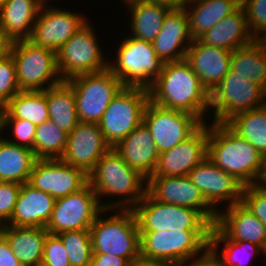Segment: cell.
I'll list each match as a JSON object with an SVG mask.
<instances>
[{
	"mask_svg": "<svg viewBox=\"0 0 266 266\" xmlns=\"http://www.w3.org/2000/svg\"><path fill=\"white\" fill-rule=\"evenodd\" d=\"M149 100L161 107L185 111L205 123L210 92L185 59L166 62L160 76L148 89Z\"/></svg>",
	"mask_w": 266,
	"mask_h": 266,
	"instance_id": "6da1fadb",
	"label": "cell"
},
{
	"mask_svg": "<svg viewBox=\"0 0 266 266\" xmlns=\"http://www.w3.org/2000/svg\"><path fill=\"white\" fill-rule=\"evenodd\" d=\"M207 157L244 186L259 184L263 176L265 158L226 123L209 124Z\"/></svg>",
	"mask_w": 266,
	"mask_h": 266,
	"instance_id": "7a4b0ae2",
	"label": "cell"
},
{
	"mask_svg": "<svg viewBox=\"0 0 266 266\" xmlns=\"http://www.w3.org/2000/svg\"><path fill=\"white\" fill-rule=\"evenodd\" d=\"M88 183L100 202L103 195V198L105 195H119L120 200L102 204L104 209L111 211L133 209L147 193V178L127 165L114 148H110L96 163L88 174Z\"/></svg>",
	"mask_w": 266,
	"mask_h": 266,
	"instance_id": "3957f363",
	"label": "cell"
},
{
	"mask_svg": "<svg viewBox=\"0 0 266 266\" xmlns=\"http://www.w3.org/2000/svg\"><path fill=\"white\" fill-rule=\"evenodd\" d=\"M210 232L211 230L140 232V256L173 266H187L209 254Z\"/></svg>",
	"mask_w": 266,
	"mask_h": 266,
	"instance_id": "277c9868",
	"label": "cell"
},
{
	"mask_svg": "<svg viewBox=\"0 0 266 266\" xmlns=\"http://www.w3.org/2000/svg\"><path fill=\"white\" fill-rule=\"evenodd\" d=\"M119 210L103 218L101 215L109 212V209H104L89 229L92 251L125 258L131 263L140 256L138 222L132 209Z\"/></svg>",
	"mask_w": 266,
	"mask_h": 266,
	"instance_id": "5b68a950",
	"label": "cell"
},
{
	"mask_svg": "<svg viewBox=\"0 0 266 266\" xmlns=\"http://www.w3.org/2000/svg\"><path fill=\"white\" fill-rule=\"evenodd\" d=\"M119 45L116 61H109L108 69L124 87L149 89L164 65L152 43L129 35Z\"/></svg>",
	"mask_w": 266,
	"mask_h": 266,
	"instance_id": "8992f818",
	"label": "cell"
},
{
	"mask_svg": "<svg viewBox=\"0 0 266 266\" xmlns=\"http://www.w3.org/2000/svg\"><path fill=\"white\" fill-rule=\"evenodd\" d=\"M9 53L15 62L20 91H44L63 81L56 52L26 39L13 41Z\"/></svg>",
	"mask_w": 266,
	"mask_h": 266,
	"instance_id": "52a82bcc",
	"label": "cell"
},
{
	"mask_svg": "<svg viewBox=\"0 0 266 266\" xmlns=\"http://www.w3.org/2000/svg\"><path fill=\"white\" fill-rule=\"evenodd\" d=\"M132 210L139 232L211 230L212 227L198 210L157 201L148 192Z\"/></svg>",
	"mask_w": 266,
	"mask_h": 266,
	"instance_id": "ba28073f",
	"label": "cell"
},
{
	"mask_svg": "<svg viewBox=\"0 0 266 266\" xmlns=\"http://www.w3.org/2000/svg\"><path fill=\"white\" fill-rule=\"evenodd\" d=\"M66 82L74 92L79 122L82 123H99L112 99L124 87L108 68L74 76Z\"/></svg>",
	"mask_w": 266,
	"mask_h": 266,
	"instance_id": "9c48e42d",
	"label": "cell"
},
{
	"mask_svg": "<svg viewBox=\"0 0 266 266\" xmlns=\"http://www.w3.org/2000/svg\"><path fill=\"white\" fill-rule=\"evenodd\" d=\"M149 91L142 87H123L112 99L98 123L107 144L114 148L143 122Z\"/></svg>",
	"mask_w": 266,
	"mask_h": 266,
	"instance_id": "30bf717a",
	"label": "cell"
},
{
	"mask_svg": "<svg viewBox=\"0 0 266 266\" xmlns=\"http://www.w3.org/2000/svg\"><path fill=\"white\" fill-rule=\"evenodd\" d=\"M266 104V90L242 74L229 70L210 92L212 122L226 123L234 115Z\"/></svg>",
	"mask_w": 266,
	"mask_h": 266,
	"instance_id": "8fae6325",
	"label": "cell"
},
{
	"mask_svg": "<svg viewBox=\"0 0 266 266\" xmlns=\"http://www.w3.org/2000/svg\"><path fill=\"white\" fill-rule=\"evenodd\" d=\"M88 20L57 52V64L63 81L81 74L97 73L108 68L97 35Z\"/></svg>",
	"mask_w": 266,
	"mask_h": 266,
	"instance_id": "7c38bea8",
	"label": "cell"
},
{
	"mask_svg": "<svg viewBox=\"0 0 266 266\" xmlns=\"http://www.w3.org/2000/svg\"><path fill=\"white\" fill-rule=\"evenodd\" d=\"M96 192L87 183L79 191L55 200L51 217L46 225L50 234L65 231L89 230L104 210Z\"/></svg>",
	"mask_w": 266,
	"mask_h": 266,
	"instance_id": "4fadbf2b",
	"label": "cell"
},
{
	"mask_svg": "<svg viewBox=\"0 0 266 266\" xmlns=\"http://www.w3.org/2000/svg\"><path fill=\"white\" fill-rule=\"evenodd\" d=\"M143 123L149 129L159 154L187 140L204 124L191 113L161 107L150 100L143 112Z\"/></svg>",
	"mask_w": 266,
	"mask_h": 266,
	"instance_id": "5bb4252c",
	"label": "cell"
},
{
	"mask_svg": "<svg viewBox=\"0 0 266 266\" xmlns=\"http://www.w3.org/2000/svg\"><path fill=\"white\" fill-rule=\"evenodd\" d=\"M28 183L59 199L83 188L88 183V175L61 159H37Z\"/></svg>",
	"mask_w": 266,
	"mask_h": 266,
	"instance_id": "9a60e30c",
	"label": "cell"
},
{
	"mask_svg": "<svg viewBox=\"0 0 266 266\" xmlns=\"http://www.w3.org/2000/svg\"><path fill=\"white\" fill-rule=\"evenodd\" d=\"M85 16L55 6H41L28 40L33 44L58 52L65 42L87 21Z\"/></svg>",
	"mask_w": 266,
	"mask_h": 266,
	"instance_id": "2e32d148",
	"label": "cell"
},
{
	"mask_svg": "<svg viewBox=\"0 0 266 266\" xmlns=\"http://www.w3.org/2000/svg\"><path fill=\"white\" fill-rule=\"evenodd\" d=\"M188 177L217 213L218 203L228 201L229 207L241 202L244 185L233 175L216 166L208 157L197 164L188 173Z\"/></svg>",
	"mask_w": 266,
	"mask_h": 266,
	"instance_id": "e0dca14e",
	"label": "cell"
},
{
	"mask_svg": "<svg viewBox=\"0 0 266 266\" xmlns=\"http://www.w3.org/2000/svg\"><path fill=\"white\" fill-rule=\"evenodd\" d=\"M147 192L157 201L198 210L212 225L217 220V212L188 176L149 177Z\"/></svg>",
	"mask_w": 266,
	"mask_h": 266,
	"instance_id": "ac0fdd59",
	"label": "cell"
},
{
	"mask_svg": "<svg viewBox=\"0 0 266 266\" xmlns=\"http://www.w3.org/2000/svg\"><path fill=\"white\" fill-rule=\"evenodd\" d=\"M209 125L204 123L187 140L159 154L156 168L150 177L188 176V173L207 157Z\"/></svg>",
	"mask_w": 266,
	"mask_h": 266,
	"instance_id": "d6986e66",
	"label": "cell"
},
{
	"mask_svg": "<svg viewBox=\"0 0 266 266\" xmlns=\"http://www.w3.org/2000/svg\"><path fill=\"white\" fill-rule=\"evenodd\" d=\"M98 123H82L68 133L67 145L61 160L81 168L87 175L110 149Z\"/></svg>",
	"mask_w": 266,
	"mask_h": 266,
	"instance_id": "ffe728a7",
	"label": "cell"
},
{
	"mask_svg": "<svg viewBox=\"0 0 266 266\" xmlns=\"http://www.w3.org/2000/svg\"><path fill=\"white\" fill-rule=\"evenodd\" d=\"M232 51L202 43L194 39L187 49L185 60L211 92L231 68Z\"/></svg>",
	"mask_w": 266,
	"mask_h": 266,
	"instance_id": "44dd1931",
	"label": "cell"
},
{
	"mask_svg": "<svg viewBox=\"0 0 266 266\" xmlns=\"http://www.w3.org/2000/svg\"><path fill=\"white\" fill-rule=\"evenodd\" d=\"M193 39L186 10L171 9L165 16L160 33L151 42L163 63L185 59ZM186 43V44H185Z\"/></svg>",
	"mask_w": 266,
	"mask_h": 266,
	"instance_id": "7402d4cb",
	"label": "cell"
},
{
	"mask_svg": "<svg viewBox=\"0 0 266 266\" xmlns=\"http://www.w3.org/2000/svg\"><path fill=\"white\" fill-rule=\"evenodd\" d=\"M217 213L215 225L234 241H248L266 250V227L241 202Z\"/></svg>",
	"mask_w": 266,
	"mask_h": 266,
	"instance_id": "603a6c76",
	"label": "cell"
},
{
	"mask_svg": "<svg viewBox=\"0 0 266 266\" xmlns=\"http://www.w3.org/2000/svg\"><path fill=\"white\" fill-rule=\"evenodd\" d=\"M55 198L29 183L21 185L15 209L6 225L45 228L54 207Z\"/></svg>",
	"mask_w": 266,
	"mask_h": 266,
	"instance_id": "cb8c5ba5",
	"label": "cell"
},
{
	"mask_svg": "<svg viewBox=\"0 0 266 266\" xmlns=\"http://www.w3.org/2000/svg\"><path fill=\"white\" fill-rule=\"evenodd\" d=\"M114 149L131 168L139 171L147 179L152 176L159 152L149 129L143 122Z\"/></svg>",
	"mask_w": 266,
	"mask_h": 266,
	"instance_id": "d4e9b609",
	"label": "cell"
},
{
	"mask_svg": "<svg viewBox=\"0 0 266 266\" xmlns=\"http://www.w3.org/2000/svg\"><path fill=\"white\" fill-rule=\"evenodd\" d=\"M46 0H9L0 5V35L11 42L29 39Z\"/></svg>",
	"mask_w": 266,
	"mask_h": 266,
	"instance_id": "484cf974",
	"label": "cell"
},
{
	"mask_svg": "<svg viewBox=\"0 0 266 266\" xmlns=\"http://www.w3.org/2000/svg\"><path fill=\"white\" fill-rule=\"evenodd\" d=\"M202 43L234 51L252 43V36L244 8L240 5L234 12L220 20L198 38Z\"/></svg>",
	"mask_w": 266,
	"mask_h": 266,
	"instance_id": "4316f807",
	"label": "cell"
},
{
	"mask_svg": "<svg viewBox=\"0 0 266 266\" xmlns=\"http://www.w3.org/2000/svg\"><path fill=\"white\" fill-rule=\"evenodd\" d=\"M12 252L22 266H39L42 263L44 241L49 233L43 227L0 226Z\"/></svg>",
	"mask_w": 266,
	"mask_h": 266,
	"instance_id": "83f0119b",
	"label": "cell"
},
{
	"mask_svg": "<svg viewBox=\"0 0 266 266\" xmlns=\"http://www.w3.org/2000/svg\"><path fill=\"white\" fill-rule=\"evenodd\" d=\"M239 6L240 0H187L184 9L192 39H198Z\"/></svg>",
	"mask_w": 266,
	"mask_h": 266,
	"instance_id": "f1b7e54d",
	"label": "cell"
},
{
	"mask_svg": "<svg viewBox=\"0 0 266 266\" xmlns=\"http://www.w3.org/2000/svg\"><path fill=\"white\" fill-rule=\"evenodd\" d=\"M36 160L32 149L10 143L0 136V181L28 183Z\"/></svg>",
	"mask_w": 266,
	"mask_h": 266,
	"instance_id": "f546056e",
	"label": "cell"
},
{
	"mask_svg": "<svg viewBox=\"0 0 266 266\" xmlns=\"http://www.w3.org/2000/svg\"><path fill=\"white\" fill-rule=\"evenodd\" d=\"M125 3L131 12V36L152 42L160 33L164 18L171 8L143 0H129Z\"/></svg>",
	"mask_w": 266,
	"mask_h": 266,
	"instance_id": "4dcf8cb0",
	"label": "cell"
},
{
	"mask_svg": "<svg viewBox=\"0 0 266 266\" xmlns=\"http://www.w3.org/2000/svg\"><path fill=\"white\" fill-rule=\"evenodd\" d=\"M221 244L224 246L219 253L218 248ZM259 253L265 254V250L261 246L248 241H234L229 239L215 224L212 225L209 240V254L221 266H246L250 262L249 259Z\"/></svg>",
	"mask_w": 266,
	"mask_h": 266,
	"instance_id": "1f68e13d",
	"label": "cell"
},
{
	"mask_svg": "<svg viewBox=\"0 0 266 266\" xmlns=\"http://www.w3.org/2000/svg\"><path fill=\"white\" fill-rule=\"evenodd\" d=\"M230 69L266 90V40L255 39L232 51Z\"/></svg>",
	"mask_w": 266,
	"mask_h": 266,
	"instance_id": "d6a6232c",
	"label": "cell"
},
{
	"mask_svg": "<svg viewBox=\"0 0 266 266\" xmlns=\"http://www.w3.org/2000/svg\"><path fill=\"white\" fill-rule=\"evenodd\" d=\"M49 120L60 129L70 133L79 123L75 95L71 86L62 81L46 89Z\"/></svg>",
	"mask_w": 266,
	"mask_h": 266,
	"instance_id": "836d02e7",
	"label": "cell"
},
{
	"mask_svg": "<svg viewBox=\"0 0 266 266\" xmlns=\"http://www.w3.org/2000/svg\"><path fill=\"white\" fill-rule=\"evenodd\" d=\"M0 119H23L40 125L49 120L46 90L19 91L7 101Z\"/></svg>",
	"mask_w": 266,
	"mask_h": 266,
	"instance_id": "e575fe53",
	"label": "cell"
},
{
	"mask_svg": "<svg viewBox=\"0 0 266 266\" xmlns=\"http://www.w3.org/2000/svg\"><path fill=\"white\" fill-rule=\"evenodd\" d=\"M226 124L241 138L249 141L266 158V104L240 112Z\"/></svg>",
	"mask_w": 266,
	"mask_h": 266,
	"instance_id": "d590c367",
	"label": "cell"
},
{
	"mask_svg": "<svg viewBox=\"0 0 266 266\" xmlns=\"http://www.w3.org/2000/svg\"><path fill=\"white\" fill-rule=\"evenodd\" d=\"M68 133L51 120L37 125L34 154L37 159H61L67 145Z\"/></svg>",
	"mask_w": 266,
	"mask_h": 266,
	"instance_id": "8d00e7d4",
	"label": "cell"
},
{
	"mask_svg": "<svg viewBox=\"0 0 266 266\" xmlns=\"http://www.w3.org/2000/svg\"><path fill=\"white\" fill-rule=\"evenodd\" d=\"M71 266H83L92 260L90 230L65 231L58 234Z\"/></svg>",
	"mask_w": 266,
	"mask_h": 266,
	"instance_id": "74e56055",
	"label": "cell"
},
{
	"mask_svg": "<svg viewBox=\"0 0 266 266\" xmlns=\"http://www.w3.org/2000/svg\"><path fill=\"white\" fill-rule=\"evenodd\" d=\"M247 24L255 39L266 40V0H240Z\"/></svg>",
	"mask_w": 266,
	"mask_h": 266,
	"instance_id": "f35d334b",
	"label": "cell"
},
{
	"mask_svg": "<svg viewBox=\"0 0 266 266\" xmlns=\"http://www.w3.org/2000/svg\"><path fill=\"white\" fill-rule=\"evenodd\" d=\"M12 127L13 140H6L10 143L25 146L34 151V140H35V131L36 125L28 120L23 119H0V133L2 130H7L8 127Z\"/></svg>",
	"mask_w": 266,
	"mask_h": 266,
	"instance_id": "ab89813d",
	"label": "cell"
},
{
	"mask_svg": "<svg viewBox=\"0 0 266 266\" xmlns=\"http://www.w3.org/2000/svg\"><path fill=\"white\" fill-rule=\"evenodd\" d=\"M241 203L266 227V187L260 184L244 186Z\"/></svg>",
	"mask_w": 266,
	"mask_h": 266,
	"instance_id": "60d3db41",
	"label": "cell"
},
{
	"mask_svg": "<svg viewBox=\"0 0 266 266\" xmlns=\"http://www.w3.org/2000/svg\"><path fill=\"white\" fill-rule=\"evenodd\" d=\"M46 266H71L63 242L58 235L48 233L44 241L42 263Z\"/></svg>",
	"mask_w": 266,
	"mask_h": 266,
	"instance_id": "b9f144b4",
	"label": "cell"
},
{
	"mask_svg": "<svg viewBox=\"0 0 266 266\" xmlns=\"http://www.w3.org/2000/svg\"><path fill=\"white\" fill-rule=\"evenodd\" d=\"M19 91L15 62L9 53L0 61V94L8 101Z\"/></svg>",
	"mask_w": 266,
	"mask_h": 266,
	"instance_id": "7bdbcfd3",
	"label": "cell"
},
{
	"mask_svg": "<svg viewBox=\"0 0 266 266\" xmlns=\"http://www.w3.org/2000/svg\"><path fill=\"white\" fill-rule=\"evenodd\" d=\"M20 188L19 183L0 181V226L11 219Z\"/></svg>",
	"mask_w": 266,
	"mask_h": 266,
	"instance_id": "ee69618b",
	"label": "cell"
},
{
	"mask_svg": "<svg viewBox=\"0 0 266 266\" xmlns=\"http://www.w3.org/2000/svg\"><path fill=\"white\" fill-rule=\"evenodd\" d=\"M0 266H22L11 250L7 239L0 233Z\"/></svg>",
	"mask_w": 266,
	"mask_h": 266,
	"instance_id": "f6af8a7d",
	"label": "cell"
},
{
	"mask_svg": "<svg viewBox=\"0 0 266 266\" xmlns=\"http://www.w3.org/2000/svg\"><path fill=\"white\" fill-rule=\"evenodd\" d=\"M91 261L95 266H129L125 258L110 254L93 253Z\"/></svg>",
	"mask_w": 266,
	"mask_h": 266,
	"instance_id": "bcb514c9",
	"label": "cell"
},
{
	"mask_svg": "<svg viewBox=\"0 0 266 266\" xmlns=\"http://www.w3.org/2000/svg\"><path fill=\"white\" fill-rule=\"evenodd\" d=\"M129 266H173V265L167 262H164V261L147 259V258L139 256L138 258L133 260L131 263H129Z\"/></svg>",
	"mask_w": 266,
	"mask_h": 266,
	"instance_id": "7dc6e473",
	"label": "cell"
},
{
	"mask_svg": "<svg viewBox=\"0 0 266 266\" xmlns=\"http://www.w3.org/2000/svg\"><path fill=\"white\" fill-rule=\"evenodd\" d=\"M150 3L162 4L169 6L171 9L183 8L187 0H143Z\"/></svg>",
	"mask_w": 266,
	"mask_h": 266,
	"instance_id": "c3c4849f",
	"label": "cell"
},
{
	"mask_svg": "<svg viewBox=\"0 0 266 266\" xmlns=\"http://www.w3.org/2000/svg\"><path fill=\"white\" fill-rule=\"evenodd\" d=\"M11 43L10 40L0 35V61L9 54Z\"/></svg>",
	"mask_w": 266,
	"mask_h": 266,
	"instance_id": "681fc988",
	"label": "cell"
},
{
	"mask_svg": "<svg viewBox=\"0 0 266 266\" xmlns=\"http://www.w3.org/2000/svg\"><path fill=\"white\" fill-rule=\"evenodd\" d=\"M192 266H221L210 254L205 258L192 262Z\"/></svg>",
	"mask_w": 266,
	"mask_h": 266,
	"instance_id": "f907efd6",
	"label": "cell"
},
{
	"mask_svg": "<svg viewBox=\"0 0 266 266\" xmlns=\"http://www.w3.org/2000/svg\"><path fill=\"white\" fill-rule=\"evenodd\" d=\"M7 100L0 94V115L5 111Z\"/></svg>",
	"mask_w": 266,
	"mask_h": 266,
	"instance_id": "816d5d0a",
	"label": "cell"
},
{
	"mask_svg": "<svg viewBox=\"0 0 266 266\" xmlns=\"http://www.w3.org/2000/svg\"><path fill=\"white\" fill-rule=\"evenodd\" d=\"M259 184L262 185L263 187H266V158H265L263 176H262L261 181H260Z\"/></svg>",
	"mask_w": 266,
	"mask_h": 266,
	"instance_id": "f5cc1de1",
	"label": "cell"
},
{
	"mask_svg": "<svg viewBox=\"0 0 266 266\" xmlns=\"http://www.w3.org/2000/svg\"><path fill=\"white\" fill-rule=\"evenodd\" d=\"M83 266H95V265H94L93 262L91 261V262H89V263H87V264H84Z\"/></svg>",
	"mask_w": 266,
	"mask_h": 266,
	"instance_id": "db71d44e",
	"label": "cell"
},
{
	"mask_svg": "<svg viewBox=\"0 0 266 266\" xmlns=\"http://www.w3.org/2000/svg\"><path fill=\"white\" fill-rule=\"evenodd\" d=\"M7 1H9V0H0V5L7 2Z\"/></svg>",
	"mask_w": 266,
	"mask_h": 266,
	"instance_id": "11a10c76",
	"label": "cell"
}]
</instances>
